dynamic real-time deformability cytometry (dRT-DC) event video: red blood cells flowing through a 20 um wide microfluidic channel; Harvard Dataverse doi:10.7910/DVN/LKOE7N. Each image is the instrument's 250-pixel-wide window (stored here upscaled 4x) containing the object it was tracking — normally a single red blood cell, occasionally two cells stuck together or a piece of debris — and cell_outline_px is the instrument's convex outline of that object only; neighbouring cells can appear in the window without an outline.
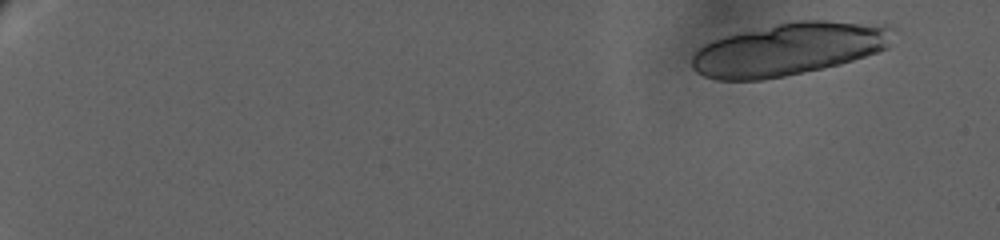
{"species": "human", "species_latin": "Homo sapiens", "temperature_condition": "warm", "stored_images_in_passage": 14, "camera_frame_rate_fps": 3000, "um_per_image_px": 0.085, "donor": {"sex": "female"}, "frame": {"image": 1, "passage_image": 1, "time_ms": 0.0, "image_size_px": [1000, 240], "cell_outline_px": [[892, 28], [888, 48], [840, 64], [784, 76], [764, 80], [716, 80], [704, 76], [696, 72], [692, 68], [692, 56], [704, 44], [724, 36], [740, 32], [792, 20], [824, 20], [888, 24]], "centroid_in_image_um": [67.04, 4.16], "position_along_channel_um": 18.0, "area_um2": 61.56}}